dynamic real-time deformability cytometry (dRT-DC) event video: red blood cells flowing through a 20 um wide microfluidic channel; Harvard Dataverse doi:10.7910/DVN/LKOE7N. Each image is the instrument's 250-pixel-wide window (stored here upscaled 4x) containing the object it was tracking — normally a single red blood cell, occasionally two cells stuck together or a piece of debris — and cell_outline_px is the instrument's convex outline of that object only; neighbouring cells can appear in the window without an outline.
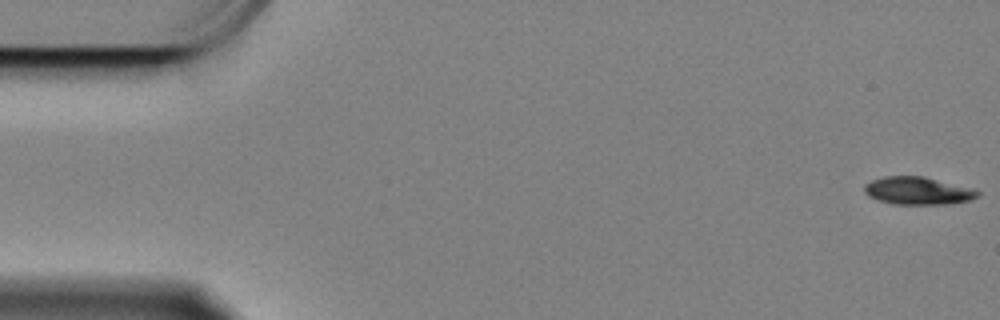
{"species": "Egyptian fruit bat (a non-hibernating species)", "species_latin": "Rousettus aegyptiacus", "temperature_condition": "cold", "stored_images_in_passage": 60, "camera_frame_rate_fps": 3000, "um_per_image_px": 0.085, "animal": {"sex": "female"}, "frame": {"image": 1, "passage_image": 1, "time_ms": 0.0, "image_size_px": [1000, 320], "cell_outline_px": [[980, 192], [976, 196], [968, 200], [948, 204], [892, 204], [868, 196], [864, 192], [864, 184], [872, 180], [884, 176], [924, 176], [972, 188]], "centroid_in_image_um": [77.97, 16.21], "position_along_channel_um": 7.0, "area_um2": 18.15}}
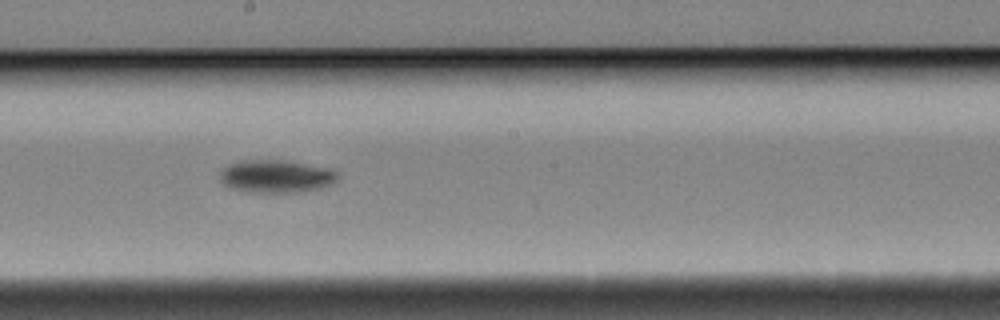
{"frame": {"image": 2, "passage_image": 32, "time_ms": 10.333, "image_size_px": [1000, 320], "cell_outline_px": [[340, 176], [332, 184], [320, 188], [300, 192], [248, 192], [232, 188], [224, 184], [220, 180], [220, 172], [228, 164], [240, 160], [284, 160], [332, 168], [340, 172]], "centroid_in_image_um": [23.52, 14.97], "position_along_channel_um": 224.7, "area_um2": 22.77}}
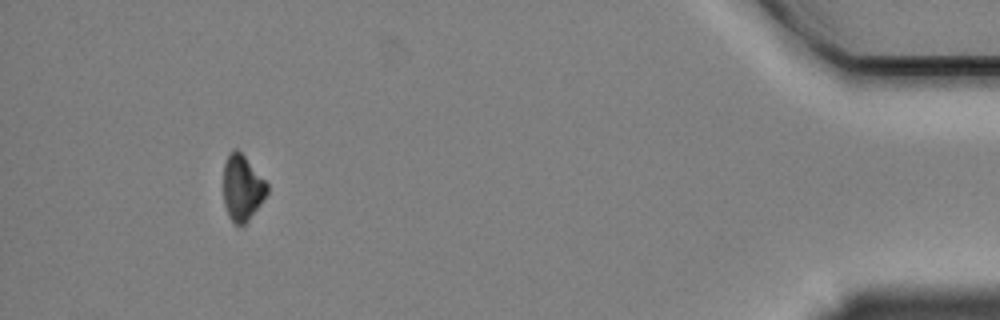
{"frame": {"image": 3, "passage_image": 55, "time_ms": 18.0, "image_size_px": [1000, 320], "cell_outline_px": [[268, 192], [260, 204], [248, 220], [244, 224], [236, 224], [228, 216], [224, 204], [224, 164], [228, 152], [232, 148], [236, 148], [244, 156], [268, 184]], "centroid_in_image_um": [20.57, 15.94], "position_along_channel_um": 414.6, "area_um2": 16.53}}